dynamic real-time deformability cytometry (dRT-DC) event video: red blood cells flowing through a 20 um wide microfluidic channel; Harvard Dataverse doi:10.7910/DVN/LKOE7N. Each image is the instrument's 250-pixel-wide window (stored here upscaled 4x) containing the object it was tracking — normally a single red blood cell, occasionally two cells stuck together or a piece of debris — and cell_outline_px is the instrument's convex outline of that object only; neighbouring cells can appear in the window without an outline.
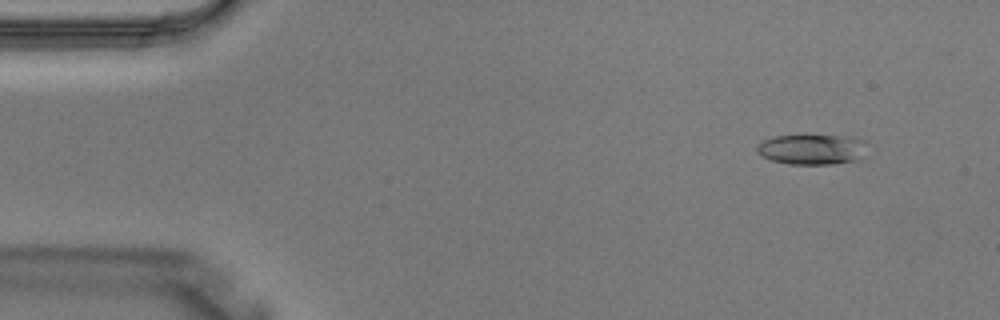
{"species": "Egyptian fruit bat (a non-hibernating species)", "species_latin": "Rousettus aegyptiacus", "temperature_condition": "warm", "stored_images_in_passage": 4, "camera_frame_rate_fps": 3000, "um_per_image_px": 0.085, "animal": {"sex": "male"}, "frame": {"image": 1, "passage_image": 2, "time_ms": 0.333, "image_size_px": [1000, 320], "cell_outline_px": [[864, 140], [852, 160], [832, 164], [788, 164], [772, 160], [756, 152], [756, 148], [764, 140], [776, 136], [804, 132], [836, 136]], "centroid_in_image_um": [68.8, 12.64], "position_along_channel_um": 16.2, "area_um2": 19.02}}
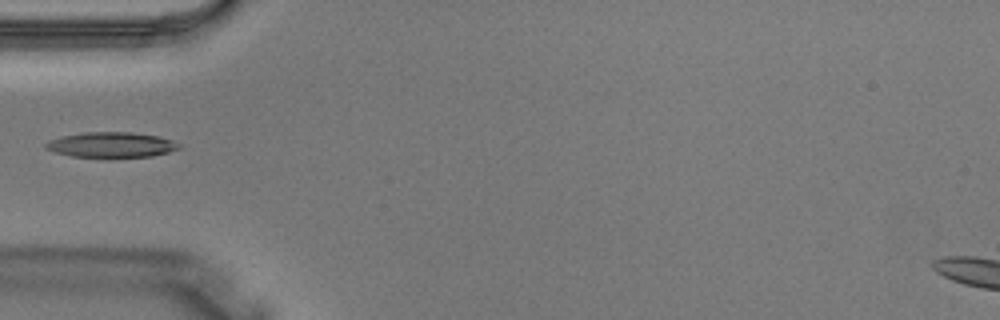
{"frame": {"image": 2, "passage_image": 4, "time_ms": 1.0, "image_size_px": [1000, 320], "cell_outline_px": [[180, 148], [168, 152], [152, 156], [72, 156], [56, 152], [44, 148], [44, 144], [48, 140], [60, 136], [84, 132], [132, 132], [160, 136], [172, 140], [180, 144]], "centroid_in_image_um": [9.45, 12.28], "position_along_channel_um": 75.6, "area_um2": 19.42}}